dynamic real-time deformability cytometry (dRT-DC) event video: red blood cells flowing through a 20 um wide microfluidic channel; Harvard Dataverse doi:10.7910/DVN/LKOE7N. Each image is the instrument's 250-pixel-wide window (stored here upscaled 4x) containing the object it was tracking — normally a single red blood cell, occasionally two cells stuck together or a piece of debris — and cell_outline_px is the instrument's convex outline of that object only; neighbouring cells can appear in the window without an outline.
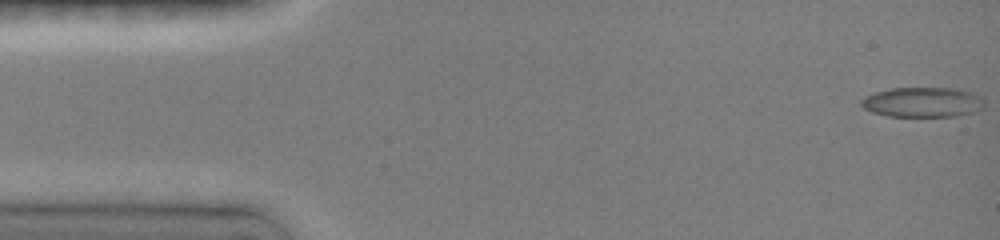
{"species": "common noctule bat (a hibernating species)", "species_latin": "Nyctalus noctula", "temperature_condition": "room temperature", "stored_images_in_passage": 38, "camera_frame_rate_fps": 3000, "um_per_image_px": 0.085, "animal": {"sex": "female", "body_mass_g": 19.0, "forearm_length_mm": 51.5}, "frame": {"image": 1, "passage_image": 1, "time_ms": 0.0, "image_size_px": [1000, 240], "cell_outline_px": [[984, 108], [960, 116], [888, 116], [872, 112], [864, 108], [860, 104], [860, 100], [876, 92], [888, 88], [952, 88], [972, 92], [980, 96], [984, 100]], "centroid_in_image_um": [78.44, 8.69], "position_along_channel_um": 6.6, "area_um2": 21.5}}
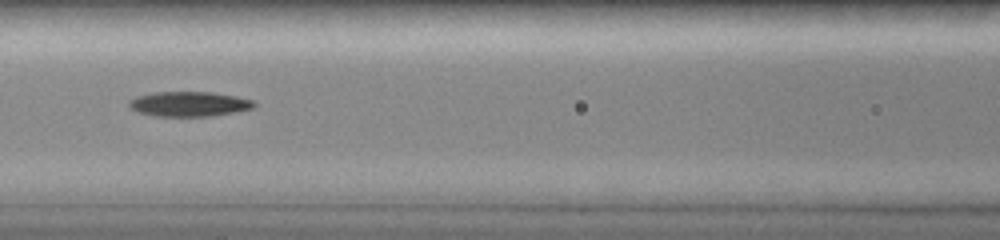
{"frame": {"image": 2, "passage_image": 14, "time_ms": 4.333, "image_size_px": [1000, 240], "cell_outline_px": [[256, 104], [252, 108], [236, 112], [212, 116], [152, 116], [128, 108], [128, 104], [132, 100], [140, 96], [152, 92], [208, 92], [236, 96], [252, 100]], "centroid_in_image_um": [16.08, 8.85], "position_along_channel_um": 150.5, "area_um2": 17.98}}
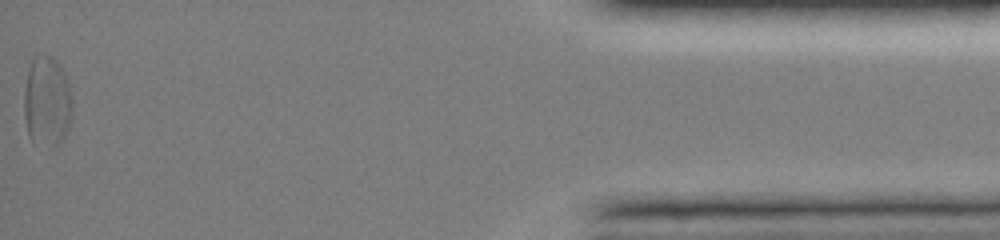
{"frame": {"image": 3, "passage_image": 38, "time_ms": 12.333, "image_size_px": [1000, 240], "cell_outline_px": [[72, 108], [68, 128], [64, 136], [52, 148], [32, 144], [28, 136], [24, 116], [24, 92], [28, 68], [32, 60], [48, 56], [52, 56], [64, 72], [68, 84], [72, 100]], "centroid_in_image_um": [3.97, 8.71], "position_along_channel_um": 431.2, "area_um2": 25.37}}